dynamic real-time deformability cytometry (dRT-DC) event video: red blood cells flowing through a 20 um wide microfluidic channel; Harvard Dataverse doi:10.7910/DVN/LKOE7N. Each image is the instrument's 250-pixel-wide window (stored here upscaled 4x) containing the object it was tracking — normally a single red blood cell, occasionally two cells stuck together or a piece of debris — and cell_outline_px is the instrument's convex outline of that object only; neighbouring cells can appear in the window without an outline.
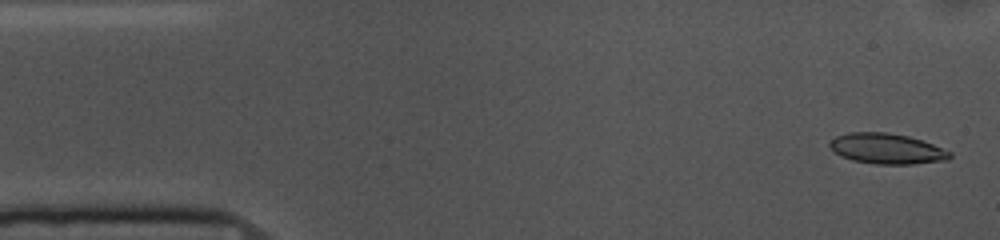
{"species": "common noctule bat (a hibernating species)", "species_latin": "Nyctalus noctula", "temperature_condition": "cold", "stored_images_in_passage": 53, "camera_frame_rate_fps": 3000, "um_per_image_px": 0.085, "animal": {"sex": "female", "body_mass_g": 10.0, "forearm_length_mm": 53.1}, "frame": {"image": 1, "passage_image": 2, "time_ms": 0.333, "image_size_px": [1000, 240], "cell_outline_px": [[952, 156], [948, 160], [912, 164], [876, 164], [852, 160], [840, 156], [828, 144], [828, 140], [836, 136], [848, 132], [888, 132], [908, 136], [932, 144], [952, 152]], "centroid_in_image_um": [75.36, 12.63], "position_along_channel_um": 9.6, "area_um2": 21.39}}
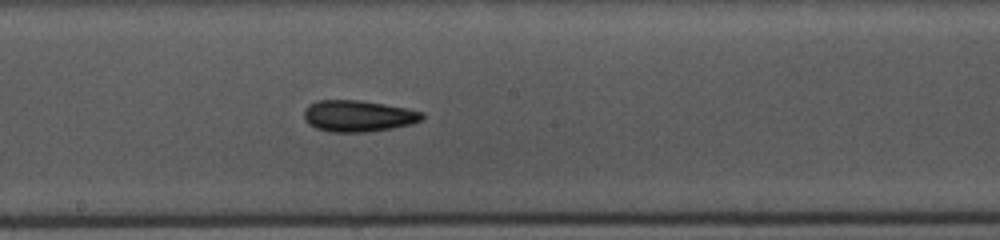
{"frame": {"image": 2, "passage_image": 27, "time_ms": 8.667, "image_size_px": [1000, 240], "cell_outline_px": [[424, 120], [412, 124], [392, 128], [368, 132], [328, 132], [316, 128], [308, 124], [304, 120], [304, 112], [308, 104], [316, 100], [356, 100], [384, 104], [424, 112]], "centroid_in_image_um": [30.43, 9.87], "position_along_channel_um": 217.8, "area_um2": 21.79}}
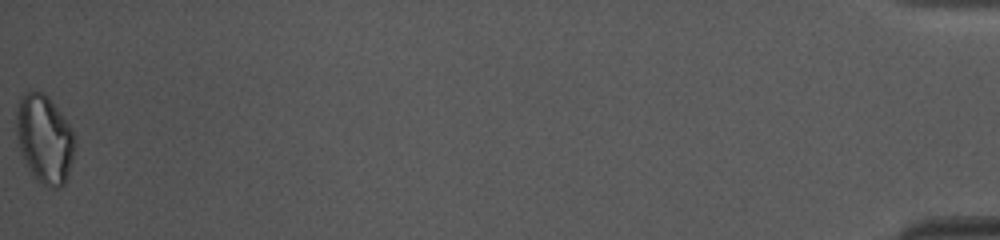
{"frame": {"image": 3, "passage_image": 53, "time_ms": 17.333, "image_size_px": [1000, 240], "cell_outline_px": [[76, 140], [72, 160], [68, 176], [64, 184], [60, 188], [52, 188], [40, 184], [32, 172], [20, 152], [16, 136], [16, 108], [20, 96], [24, 92], [32, 88], [44, 92], [48, 96], [72, 128], [76, 136]], "centroid_in_image_um": [3.78, 11.77], "position_along_channel_um": 431.4, "area_um2": 30.63}, "authors_computed_cell_mechanics": {"area_um2": 21.3282, "velocity_mm_per_s": 3.7007, "shape_relaxation_time_tau1_ms": null, "shape_relaxation_time_tau2_ms": 7.4487, "deformation_change_tau1": null, "deformation_change_tau2": 0.156}}